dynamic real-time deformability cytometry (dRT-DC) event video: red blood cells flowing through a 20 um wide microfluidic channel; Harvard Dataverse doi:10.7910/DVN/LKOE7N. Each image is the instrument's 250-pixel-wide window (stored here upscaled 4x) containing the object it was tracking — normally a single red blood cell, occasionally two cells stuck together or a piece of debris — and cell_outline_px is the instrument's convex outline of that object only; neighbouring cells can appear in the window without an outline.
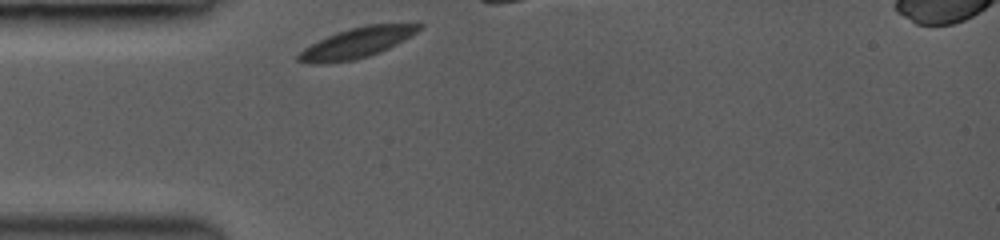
{"species": "common noctule bat (a hibernating species)", "species_latin": "Nyctalus noctula", "temperature_condition": "room temperature", "stored_images_in_passage": 8, "camera_frame_rate_fps": 3000, "um_per_image_px": 0.085, "animal": {"sex": "female", "body_mass_g": 19.0, "forearm_length_mm": 53.3}, "frame": {"image": 1, "passage_image": 1, "time_ms": 0.0, "image_size_px": [1000, 240], "cell_outline_px": [[424, 24], [416, 32], [396, 44], [380, 52], [368, 56], [352, 60], [324, 64], [308, 64], [296, 60], [296, 56], [304, 48], [328, 36], [348, 28], [368, 24]], "centroid_in_image_um": [30.27, 3.66], "position_along_channel_um": 54.7, "area_um2": 20.98}}
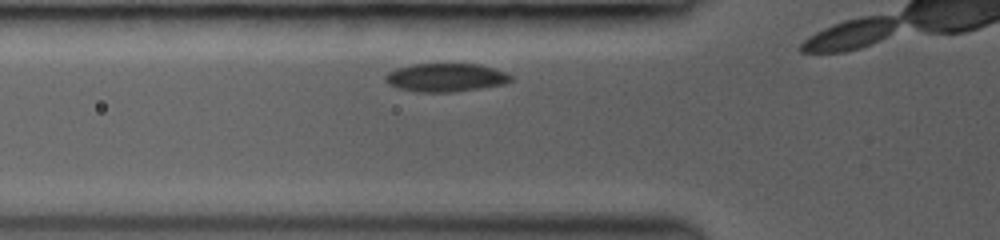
{"frame": {"image": 2, "passage_image": 4, "time_ms": 1.0, "image_size_px": [1000, 240], "cell_outline_px": [[512, 80], [504, 84], [480, 88], [452, 92], [416, 92], [396, 88], [388, 84], [384, 80], [384, 76], [388, 72], [396, 68], [412, 64], [480, 64], [508, 72], [512, 76]], "centroid_in_image_um": [37.87, 6.59], "position_along_channel_um": 87.9, "area_um2": 20.98}}
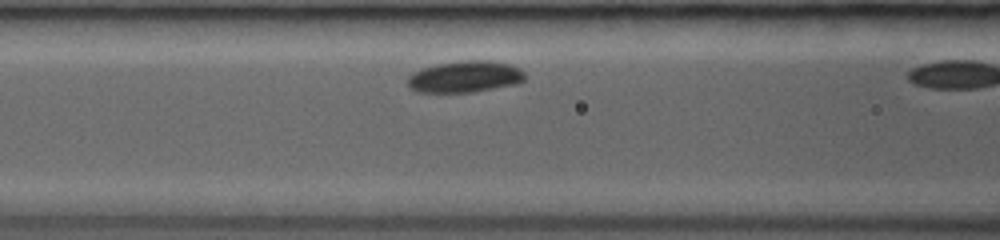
{"frame": {"image": 3, "passage_image": 7, "time_ms": 2.0, "image_size_px": [1000, 240], "cell_outline_px": [[524, 80], [516, 84], [472, 92], [416, 92], [408, 88], [408, 76], [412, 72], [420, 68], [436, 64], [460, 60], [492, 60], [512, 64], [520, 68], [524, 72]], "centroid_in_image_um": [39.5, 6.5], "position_along_channel_um": 127.1, "area_um2": 21.91}}